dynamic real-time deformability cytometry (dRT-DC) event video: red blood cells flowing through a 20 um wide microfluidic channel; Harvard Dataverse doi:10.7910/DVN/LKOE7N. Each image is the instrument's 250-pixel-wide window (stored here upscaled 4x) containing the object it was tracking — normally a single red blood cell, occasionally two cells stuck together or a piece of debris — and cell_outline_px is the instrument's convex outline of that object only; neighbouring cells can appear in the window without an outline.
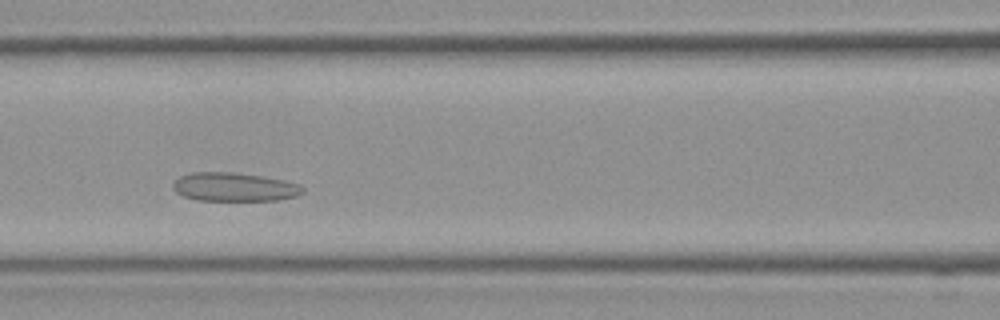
{"species": "Egyptian fruit bat (a non-hibernating species)", "species_latin": "Rousettus aegyptiacus", "temperature_condition": "room temperature", "stored_images_in_passage": 28, "camera_frame_rate_fps": 3000, "um_per_image_px": 0.085, "frame": {"image": 1, "passage_image": 9, "time_ms": 2.667, "image_size_px": [1000, 320], "cell_outline_px": [[304, 192], [296, 196], [280, 200], [196, 200], [184, 196], [176, 192], [172, 188], [172, 184], [180, 176], [192, 172], [232, 172], [264, 176], [284, 180], [296, 184], [304, 188]], "centroid_in_image_um": [19.9, 15.89], "position_along_channel_um": 146.7, "area_um2": 21.68}}
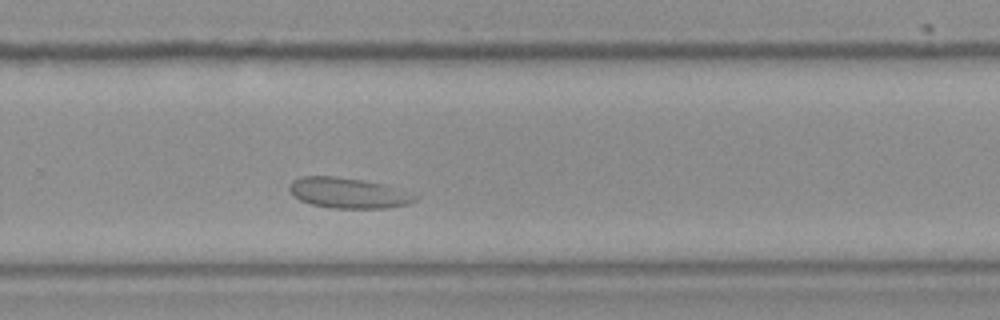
{"frame": {"image": 2, "passage_image": 17, "time_ms": 5.333, "image_size_px": [1000, 320], "cell_outline_px": [[420, 196], [416, 200], [408, 204], [388, 208], [332, 208], [312, 204], [300, 200], [288, 188], [288, 184], [292, 180], [300, 176], [336, 176], [364, 180], [384, 184]], "centroid_in_image_um": [29.6, 16.39], "position_along_channel_um": 300.2, "area_um2": 22.37}}
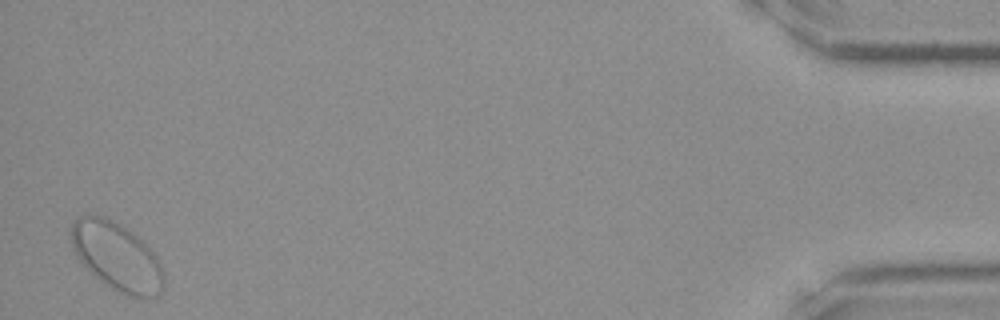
{"frame": {"image": 3, "passage_image": 28, "time_ms": 9.0, "image_size_px": [1000, 320], "cell_outline_px": [[164, 288], [156, 296], [148, 300], [140, 300], [128, 296], [120, 292], [100, 280], [76, 256], [72, 248], [72, 224], [76, 216], [104, 216], [120, 224], [132, 232], [156, 256], [160, 264], [164, 276]], "centroid_in_image_um": [9.96, 21.84], "position_along_channel_um": 425.2, "area_um2": 36.47}}